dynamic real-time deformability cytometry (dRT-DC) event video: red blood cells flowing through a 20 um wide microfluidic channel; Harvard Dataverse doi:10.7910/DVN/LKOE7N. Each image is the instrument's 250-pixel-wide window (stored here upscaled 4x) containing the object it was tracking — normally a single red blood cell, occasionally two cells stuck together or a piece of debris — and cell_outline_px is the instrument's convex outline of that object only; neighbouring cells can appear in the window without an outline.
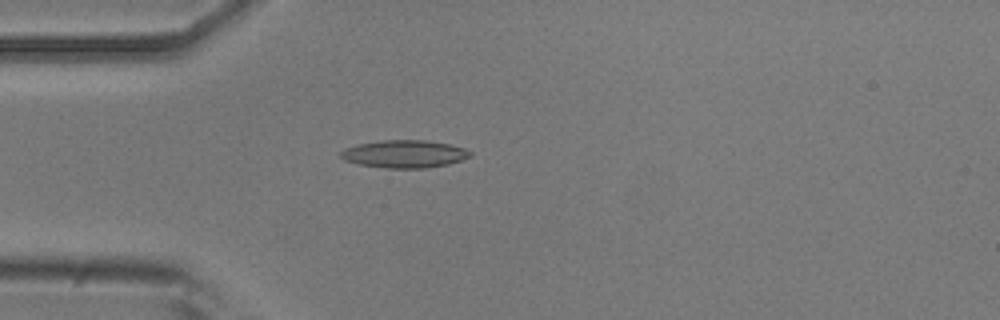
{"species": "common noctule bat (a hibernating species)", "species_latin": "Nyctalus noctula", "temperature_condition": "room temperature", "stored_images_in_passage": 52, "camera_frame_rate_fps": 3000, "um_per_image_px": 0.085, "animal": {"sex": "male", "body_mass_g": 20.5, "forearm_length_mm": 52.5}, "frame": {"image": 1, "passage_image": 14, "time_ms": 4.333, "image_size_px": [1000, 320], "cell_outline_px": [[472, 156], [448, 164], [428, 168], [384, 168], [360, 164], [344, 160], [340, 156], [340, 152], [344, 148], [360, 144], [380, 140], [424, 140], [448, 144], [464, 148], [472, 152]], "centroid_in_image_um": [34.37, 13.09], "position_along_channel_um": 50.6, "area_um2": 20.81}}
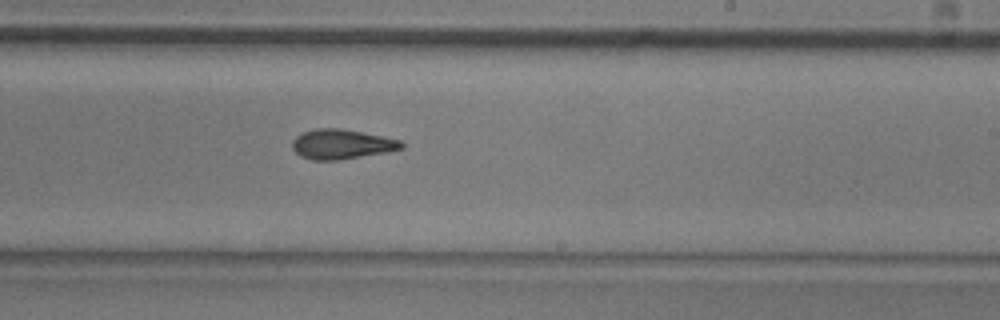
{"frame": {"image": 2, "passage_image": 31, "time_ms": 10.0, "image_size_px": [1000, 320], "cell_outline_px": [[404, 148], [388, 152], [336, 160], [312, 160], [300, 156], [292, 148], [292, 140], [296, 136], [312, 128], [340, 128], [384, 136], [400, 140], [404, 144]], "centroid_in_image_um": [29.04, 12.25], "position_along_channel_um": 260.0, "area_um2": 19.02}}
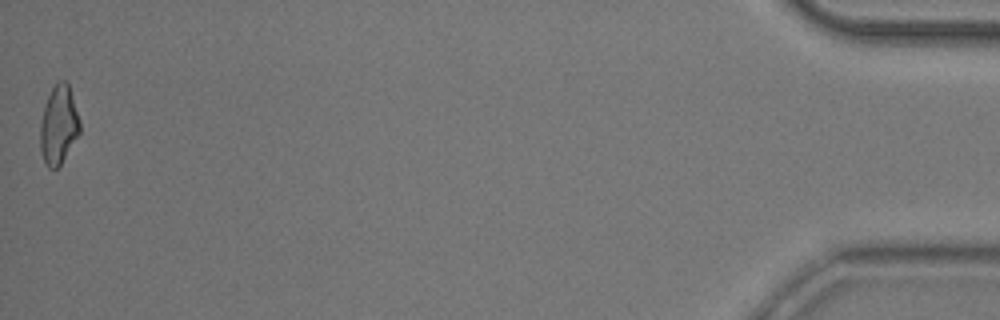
{"frame": {"image": 3, "passage_image": 52, "time_ms": 17.0, "image_size_px": [1000, 320], "cell_outline_px": [[80, 132], [60, 164], [56, 168], [48, 168], [44, 164], [40, 152], [40, 124], [44, 108], [48, 96], [52, 88], [60, 80], [64, 80], [68, 84], [80, 120]], "centroid_in_image_um": [4.97, 10.65], "position_along_channel_um": 430.2, "area_um2": 17.92}, "authors_computed_cell_mechanics": {"area_um2": 18.8428, "velocity_mm_per_s": 3.8331, "shape_relaxation_time_tau1_ms": 10.8203, "shape_relaxation_time_tau2_ms": 2.8345, "deformation_change_tau1": 0.2511, "deformation_change_tau2": 0.1121}}